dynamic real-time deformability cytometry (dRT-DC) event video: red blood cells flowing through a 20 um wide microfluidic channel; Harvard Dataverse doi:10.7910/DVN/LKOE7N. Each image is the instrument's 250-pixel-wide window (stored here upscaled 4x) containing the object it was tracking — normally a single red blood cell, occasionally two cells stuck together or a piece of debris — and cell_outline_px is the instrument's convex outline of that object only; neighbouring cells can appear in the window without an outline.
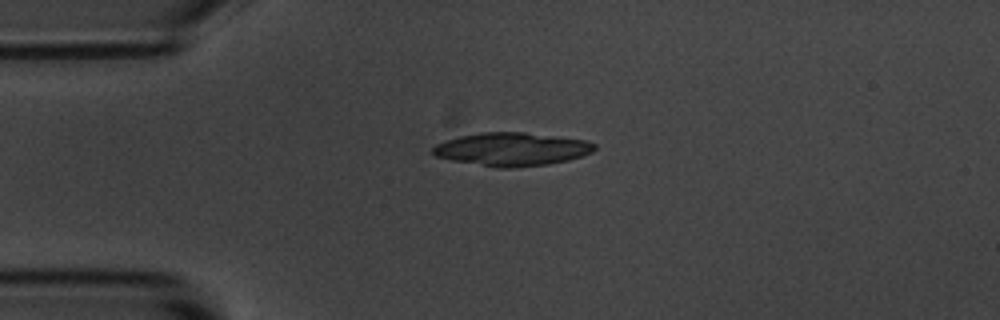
{"species": "common noctule bat (a hibernating species)", "species_latin": "Nyctalus noctula", "temperature_condition": "room temperature", "stored_images_in_passage": 3, "camera_frame_rate_fps": 3000, "um_per_image_px": 0.085, "animal": {"sex": "male", "body_mass_g": 20.1, "forearm_length_mm": 53.5}, "frame": {"image": 1, "passage_image": 3, "time_ms": 2.333, "image_size_px": [1000, 320], "cell_outline_px": [[596, 148], [592, 152], [568, 160], [548, 164], [512, 168], [496, 168], [452, 160], [436, 156], [432, 152], [432, 148], [436, 144], [444, 140], [460, 136], [480, 132], [524, 132], [588, 140], [596, 144]], "centroid_in_image_um": [43.51, 12.68], "position_along_channel_um": 41.5, "area_um2": 31.44}}